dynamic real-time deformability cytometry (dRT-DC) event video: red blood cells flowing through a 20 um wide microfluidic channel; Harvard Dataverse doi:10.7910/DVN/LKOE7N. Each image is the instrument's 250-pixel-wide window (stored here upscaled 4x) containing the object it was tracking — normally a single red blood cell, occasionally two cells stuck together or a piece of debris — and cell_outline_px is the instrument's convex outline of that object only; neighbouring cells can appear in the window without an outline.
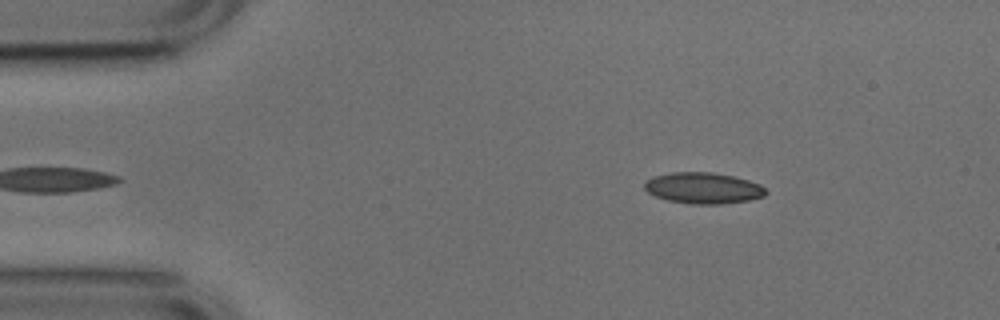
{"species": "common noctule bat (a hibernating species)", "species_latin": "Nyctalus noctula", "temperature_condition": "cold", "stored_images_in_passage": 46, "camera_frame_rate_fps": 3000, "um_per_image_px": 0.085, "animal": {"sex": "male", "body_mass_g": 17.9, "forearm_length_mm": 54.2}, "frame": {"image": 1, "passage_image": 2, "time_ms": 0.333, "image_size_px": [1000, 320], "cell_outline_px": [[768, 192], [764, 196], [748, 200], [720, 204], [692, 204], [668, 200], [656, 196], [648, 192], [644, 188], [644, 180], [652, 176], [672, 172], [712, 172], [732, 176], [748, 180], [760, 184]], "centroid_in_image_um": [59.75, 15.98], "position_along_channel_um": 25.3, "area_um2": 22.02}}
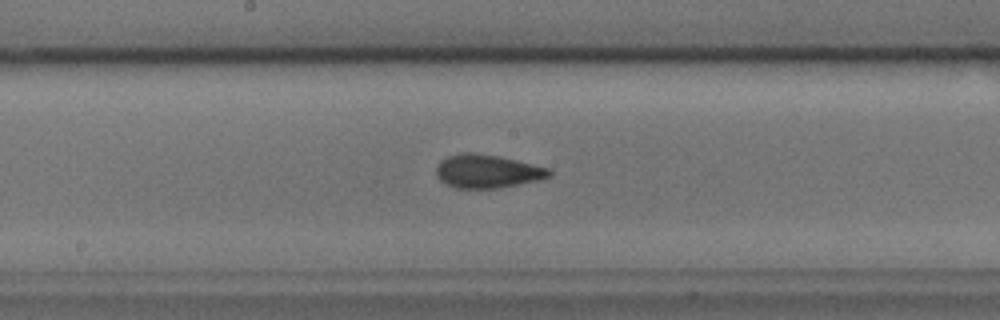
{"frame": {"image": 2, "passage_image": 21, "time_ms": 6.667, "image_size_px": [1000, 320], "cell_outline_px": [[552, 176], [536, 180], [500, 188], [456, 188], [444, 184], [436, 176], [436, 168], [440, 160], [448, 156], [460, 152], [472, 152], [496, 156], [516, 160], [548, 168], [552, 172]], "centroid_in_image_um": [41.37, 14.56], "position_along_channel_um": 206.8, "area_um2": 21.96}}
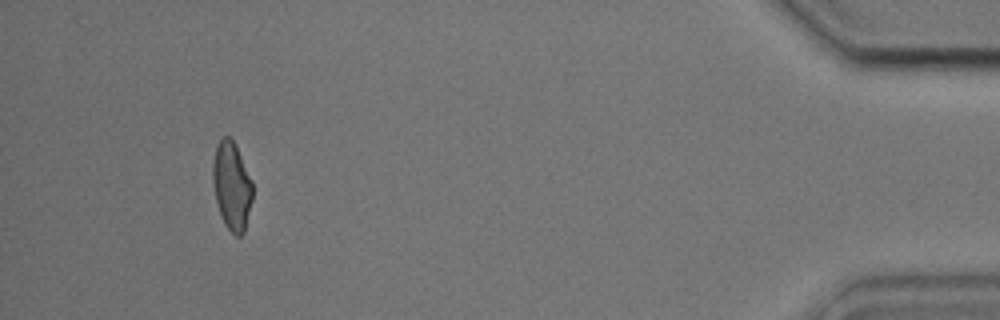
{"frame": {"image": 3, "passage_image": 43, "time_ms": 14.0, "image_size_px": [1000, 320], "cell_outline_px": [[252, 200], [244, 232], [240, 236], [236, 236], [224, 224], [216, 200], [212, 180], [212, 164], [216, 144], [224, 136], [228, 136], [236, 144], [252, 180]], "centroid_in_image_um": [19.7, 15.77], "position_along_channel_um": 415.5, "area_um2": 20.46}, "authors_computed_cell_mechanics": {"area_um2": 21.1837, "velocity_mm_per_s": 3.7906, "shape_relaxation_time_tau1_ms": 3.7659, "shape_relaxation_time_tau2_ms": 1.969, "deformation_change_tau1": 0.117, "deformation_change_tau2": 0.0831}}